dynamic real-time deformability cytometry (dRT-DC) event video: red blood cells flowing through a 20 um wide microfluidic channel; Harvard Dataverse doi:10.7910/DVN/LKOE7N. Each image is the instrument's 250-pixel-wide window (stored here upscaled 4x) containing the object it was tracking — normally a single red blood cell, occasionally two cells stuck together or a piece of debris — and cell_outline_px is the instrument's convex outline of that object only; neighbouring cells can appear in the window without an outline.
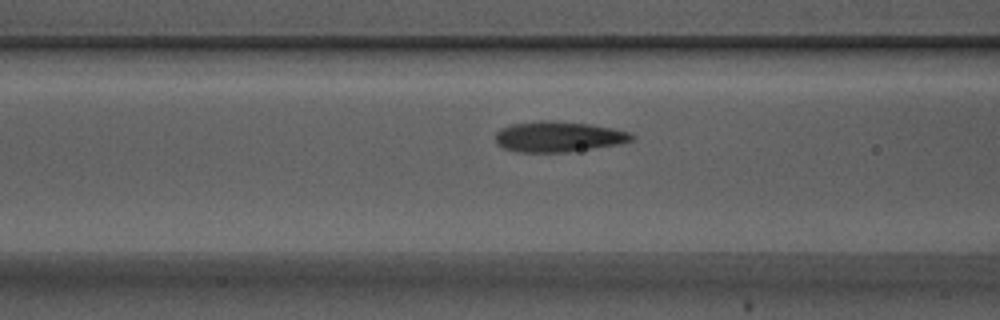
{"species": "Egyptian fruit bat (a non-hibernating species)", "species_latin": "Rousettus aegyptiacus", "temperature_condition": "warm", "stored_images_in_passage": 34, "camera_frame_rate_fps": 3000, "um_per_image_px": 0.085, "animal": {"sex": "male"}, "frame": {"image": 1, "passage_image": 10, "time_ms": 3.0, "image_size_px": [1000, 320], "cell_outline_px": [[636, 140], [620, 144], [568, 152], [520, 152], [504, 148], [496, 144], [496, 132], [500, 128], [508, 124], [540, 120], [548, 120], [592, 124], [612, 128], [628, 132], [636, 136]], "centroid_in_image_um": [47.47, 11.61], "position_along_channel_um": 119.1, "area_um2": 24.57}}
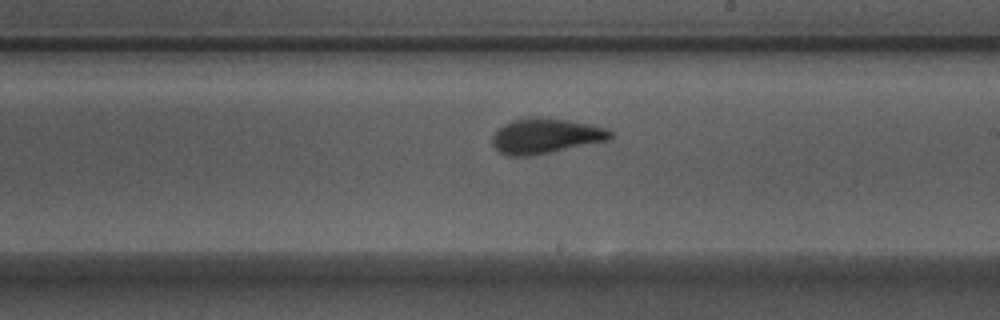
{"frame": {"image": 2, "passage_image": 20, "time_ms": 6.333, "image_size_px": [1000, 320], "cell_outline_px": [[612, 136], [608, 140], [532, 156], [508, 156], [500, 152], [492, 144], [492, 136], [504, 124], [512, 120], [528, 116], [568, 120], [608, 128], [612, 132]], "centroid_in_image_um": [46.36, 11.55], "position_along_channel_um": 242.6, "area_um2": 24.1}}
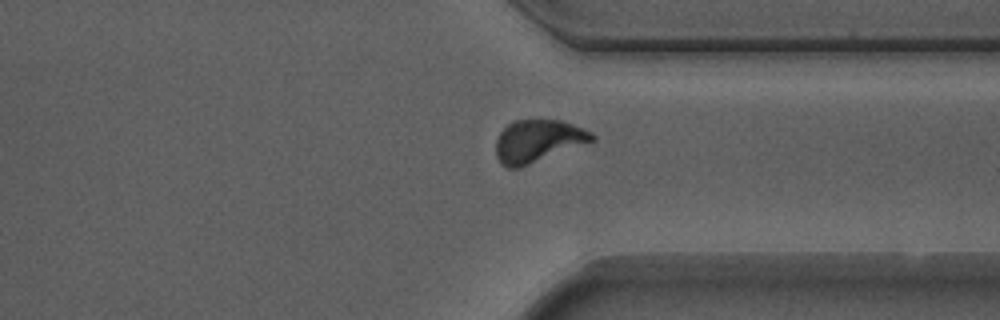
{"frame": {"image": 3, "passage_image": 30, "time_ms": 9.667, "image_size_px": [1000, 320], "cell_outline_px": [[596, 140], [520, 168], [508, 168], [500, 164], [496, 156], [496, 140], [500, 132], [512, 120], [560, 120], [572, 124], [592, 132], [596, 136]], "centroid_in_image_um": [45.71, 12.0], "position_along_channel_um": 365.7, "area_um2": 23.93}}